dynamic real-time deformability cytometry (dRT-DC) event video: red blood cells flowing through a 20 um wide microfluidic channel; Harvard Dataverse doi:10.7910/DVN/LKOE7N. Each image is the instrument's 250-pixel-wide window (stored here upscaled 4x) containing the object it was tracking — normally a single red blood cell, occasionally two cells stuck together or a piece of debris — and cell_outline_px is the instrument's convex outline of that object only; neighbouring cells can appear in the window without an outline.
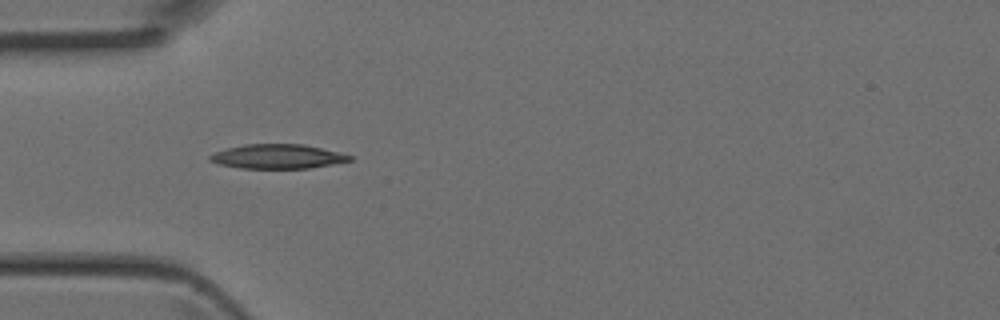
{"species": "Egyptian fruit bat (a non-hibernating species)", "species_latin": "Rousettus aegyptiacus", "temperature_condition": "room temperature", "stored_images_in_passage": 2, "camera_frame_rate_fps": 3000, "um_per_image_px": 0.085, "animal": {"sex": "female"}, "frame": {"image": 1, "passage_image": 1, "time_ms": 0.0, "image_size_px": [1000, 320], "cell_outline_px": [[352, 160], [332, 164], [308, 168], [240, 168], [220, 164], [208, 160], [208, 156], [216, 152], [228, 148], [244, 144], [304, 144], [340, 152], [352, 156]], "centroid_in_image_um": [23.6, 13.29], "position_along_channel_um": 61.4, "area_um2": 19.71}}
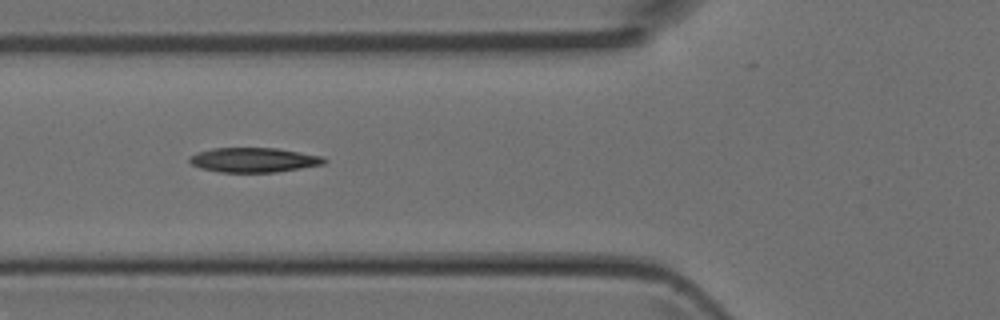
{"frame": {"image": 2, "passage_image": 2, "time_ms": 0.333, "image_size_px": [1000, 320], "cell_outline_px": [[328, 160], [324, 164], [276, 172], [220, 172], [200, 168], [192, 164], [188, 160], [188, 156], [196, 152], [212, 148], [276, 148], [324, 156]], "centroid_in_image_um": [21.55, 13.59], "position_along_channel_um": 104.2, "area_um2": 19.42}}